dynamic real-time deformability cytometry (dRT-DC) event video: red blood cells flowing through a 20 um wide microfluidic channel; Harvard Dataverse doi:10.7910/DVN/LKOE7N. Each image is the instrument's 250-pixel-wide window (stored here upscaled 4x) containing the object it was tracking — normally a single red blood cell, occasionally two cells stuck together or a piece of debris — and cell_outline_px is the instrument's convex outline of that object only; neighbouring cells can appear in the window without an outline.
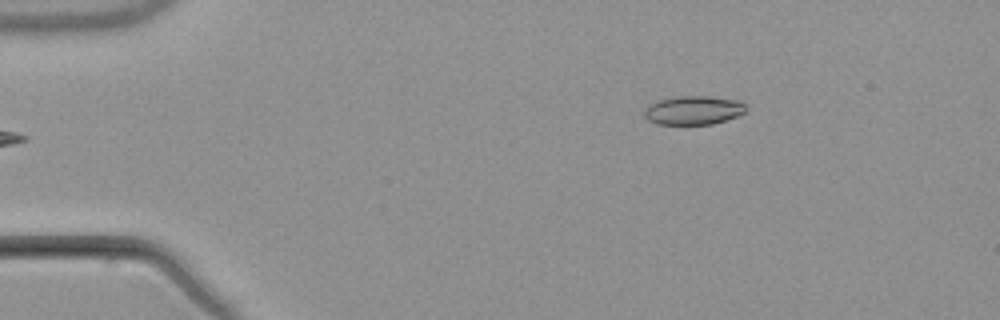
{"species": "common noctule bat (a hibernating species)", "species_latin": "Nyctalus noctula", "temperature_condition": "warm", "stored_images_in_passage": 2, "camera_frame_rate_fps": 3000, "um_per_image_px": 0.085, "animal": {"sex": "male", "body_mass_g": 21.5, "forearm_length_mm": 52.0}, "frame": {"image": 1, "passage_image": 2, "time_ms": 1.333, "image_size_px": [1000, 320], "cell_outline_px": [[748, 104], [744, 112], [736, 116], [712, 124], [656, 124], [648, 120], [644, 116], [644, 108], [648, 104], [660, 100], [676, 96], [708, 96], [740, 100]], "centroid_in_image_um": [58.93, 9.36], "position_along_channel_um": 26.1, "area_um2": 17.17}}